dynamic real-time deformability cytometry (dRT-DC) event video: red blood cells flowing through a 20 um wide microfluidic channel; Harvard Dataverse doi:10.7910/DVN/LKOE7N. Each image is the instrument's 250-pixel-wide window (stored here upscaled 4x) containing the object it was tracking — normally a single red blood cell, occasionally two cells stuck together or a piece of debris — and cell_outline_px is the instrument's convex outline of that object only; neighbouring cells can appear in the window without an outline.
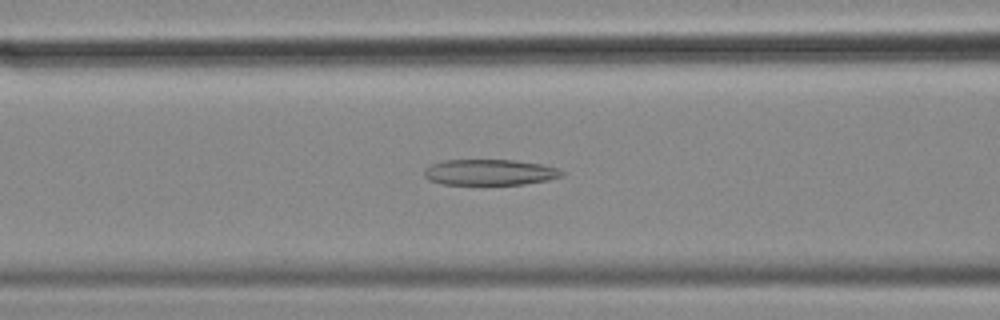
{"species": "common noctule bat (a hibernating species)", "species_latin": "Nyctalus noctula", "temperature_condition": "cold", "stored_images_in_passage": 56, "camera_frame_rate_fps": 3000, "um_per_image_px": 0.085, "animal": {"sex": "female", "body_mass_g": 18.4}, "frame": {"image": 1, "passage_image": 22, "time_ms": 7.0, "image_size_px": [1000, 320], "cell_outline_px": [[564, 172], [560, 176], [548, 180], [524, 184], [444, 184], [428, 180], [424, 176], [424, 172], [432, 164], [444, 160], [512, 160], [540, 164], [556, 168]], "centroid_in_image_um": [41.61, 14.64], "position_along_channel_um": 125.0, "area_um2": 20.4}}
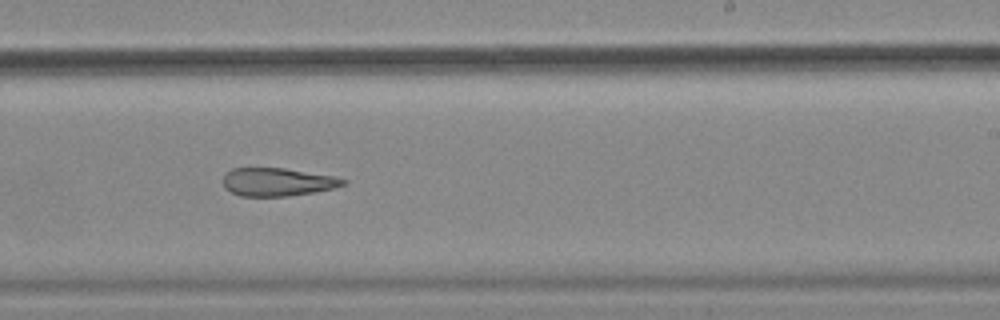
{"frame": {"image": 2, "passage_image": 34, "time_ms": 11.0, "image_size_px": [1000, 320], "cell_outline_px": [[348, 184], [336, 188], [288, 196], [240, 196], [224, 188], [224, 176], [232, 168], [284, 168], [332, 176], [348, 180]], "centroid_in_image_um": [23.61, 15.47], "position_along_channel_um": 265.4, "area_um2": 19.59}}
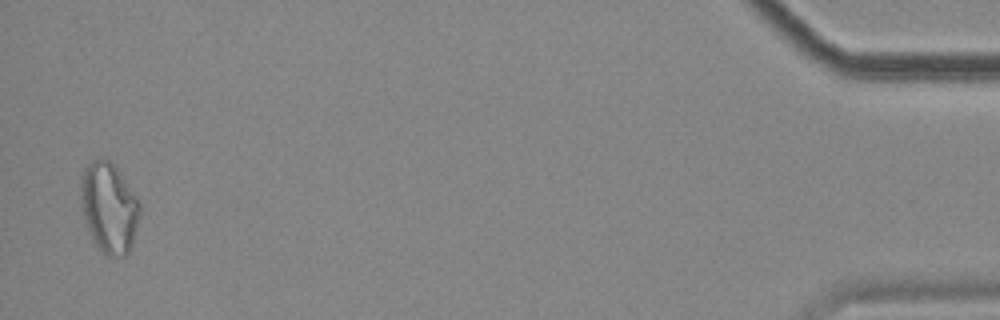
{"frame": {"image": 3, "passage_image": 55, "time_ms": 18.0, "image_size_px": [1000, 320], "cell_outline_px": [[140, 212], [132, 244], [128, 252], [124, 256], [108, 256], [100, 252], [88, 232], [84, 216], [80, 196], [80, 176], [84, 168], [92, 160], [108, 160], [116, 168], [140, 204]], "centroid_in_image_um": [9.23, 17.69], "position_along_channel_um": 426.0, "area_um2": 30.69}, "authors_computed_cell_mechanics": {"area_um2": 24.1893, "velocity_mm_per_s": 3.531, "shape_relaxation_time_tau1_ms": null, "shape_relaxation_time_tau2_ms": 6.9121, "deformation_change_tau1": null, "deformation_change_tau2": 0.1802}}